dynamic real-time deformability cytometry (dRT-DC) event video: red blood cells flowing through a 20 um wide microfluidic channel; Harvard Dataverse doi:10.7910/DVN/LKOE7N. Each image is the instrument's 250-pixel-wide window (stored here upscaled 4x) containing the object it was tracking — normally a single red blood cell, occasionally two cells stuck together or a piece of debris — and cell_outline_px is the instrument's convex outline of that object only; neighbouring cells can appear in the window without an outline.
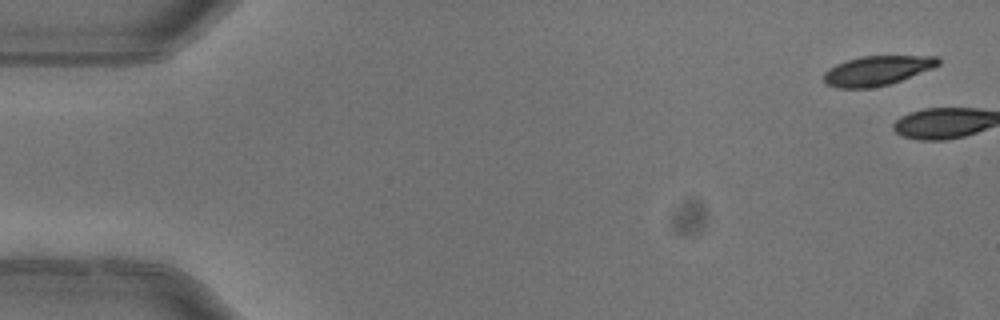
{"species": "common noctule bat (a hibernating species)", "species_latin": "Nyctalus noctula", "temperature_condition": "warm", "stored_images_in_passage": 7, "camera_frame_rate_fps": 3000, "um_per_image_px": 0.085, "animal": {"sex": "female"}, "frame": {"image": 1, "passage_image": 1, "time_ms": 0.0, "image_size_px": [1000, 320], "cell_outline_px": [[940, 64], [932, 68], [900, 80], [888, 84], [868, 88], [836, 88], [824, 84], [824, 72], [828, 68], [836, 64], [860, 56], [936, 56], [940, 60]], "centroid_in_image_um": [74.5, 6.0], "position_along_channel_um": 10.5, "area_um2": 19.59}}
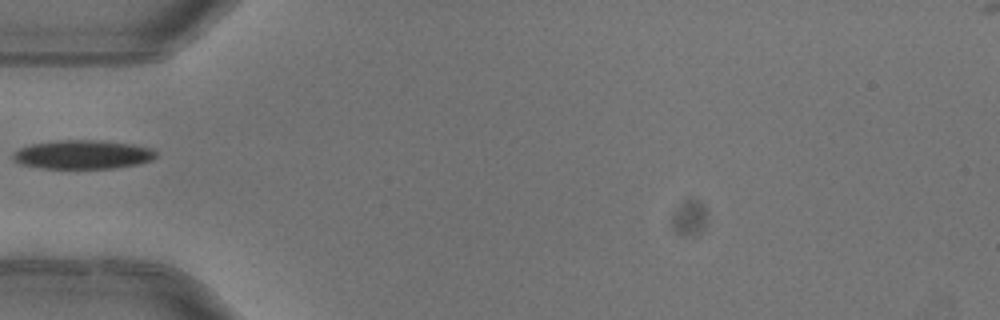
{"frame": {"image": 2, "passage_image": 6, "time_ms": 1.667, "image_size_px": [1000, 320], "cell_outline_px": [[156, 156], [152, 160], [136, 164], [112, 168], [44, 168], [20, 164], [12, 156], [20, 148], [32, 144], [56, 140], [104, 140], [132, 144], [152, 148], [156, 152]], "centroid_in_image_um": [7.07, 13.12], "position_along_channel_um": 77.9, "area_um2": 23.87}}